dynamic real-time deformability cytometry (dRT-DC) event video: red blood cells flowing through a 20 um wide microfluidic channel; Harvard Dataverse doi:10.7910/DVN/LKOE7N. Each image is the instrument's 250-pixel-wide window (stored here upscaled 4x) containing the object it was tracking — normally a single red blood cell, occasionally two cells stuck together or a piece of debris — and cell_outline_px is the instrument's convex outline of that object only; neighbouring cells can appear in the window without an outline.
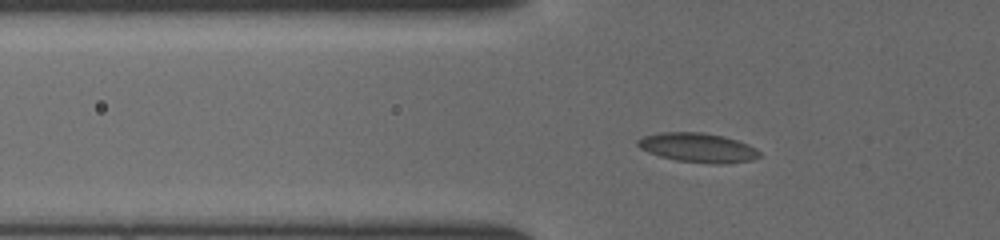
{"species": "common noctule bat (a hibernating species)", "species_latin": "Nyctalus noctula", "temperature_condition": "cold", "stored_images_in_passage": 38, "camera_frame_rate_fps": 3000, "um_per_image_px": 0.085, "animal": {"sex": "female", "body_mass_g": 19.5, "forearm_length_mm": 54.1}, "frame": {"image": 1, "passage_image": 5, "time_ms": 1.333, "image_size_px": [1000, 240], "cell_outline_px": [[760, 156], [752, 160], [724, 164], [712, 164], [676, 160], [660, 156], [648, 152], [640, 148], [636, 144], [636, 140], [644, 136], [660, 132], [704, 132], [724, 136], [748, 144], [756, 148], [760, 152]], "centroid_in_image_um": [59.32, 12.55], "position_along_channel_um": 66.5, "area_um2": 20.92}}
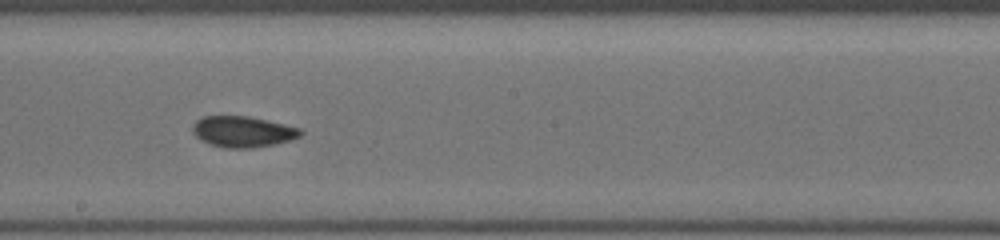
{"frame": {"image": 2, "passage_image": 17, "time_ms": 5.333, "image_size_px": [1000, 240], "cell_outline_px": [[304, 132], [300, 136], [276, 144], [252, 148], [224, 148], [200, 140], [192, 132], [192, 124], [196, 120], [204, 116], [248, 116], [284, 124], [300, 128]], "centroid_in_image_um": [20.62, 11.19], "position_along_channel_um": 227.6, "area_um2": 19.48}}
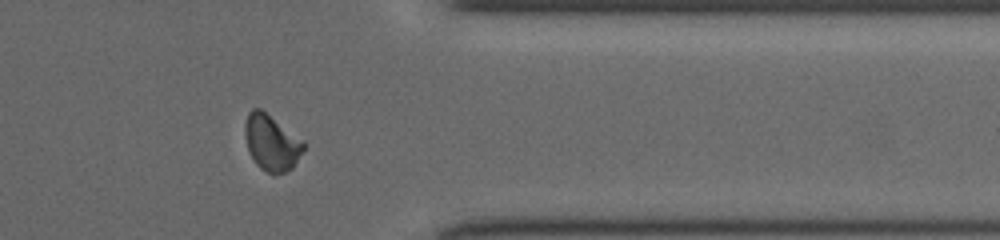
{"frame": {"image": 3, "passage_image": 29, "time_ms": 9.333, "image_size_px": [1000, 240], "cell_outline_px": [[304, 148], [292, 168], [284, 172], [272, 176], [260, 168], [256, 164], [248, 152], [244, 132], [244, 124], [248, 112], [252, 108], [260, 108], [304, 140]], "centroid_in_image_um": [23.05, 12.13], "position_along_channel_um": 388.3, "area_um2": 19.31}}